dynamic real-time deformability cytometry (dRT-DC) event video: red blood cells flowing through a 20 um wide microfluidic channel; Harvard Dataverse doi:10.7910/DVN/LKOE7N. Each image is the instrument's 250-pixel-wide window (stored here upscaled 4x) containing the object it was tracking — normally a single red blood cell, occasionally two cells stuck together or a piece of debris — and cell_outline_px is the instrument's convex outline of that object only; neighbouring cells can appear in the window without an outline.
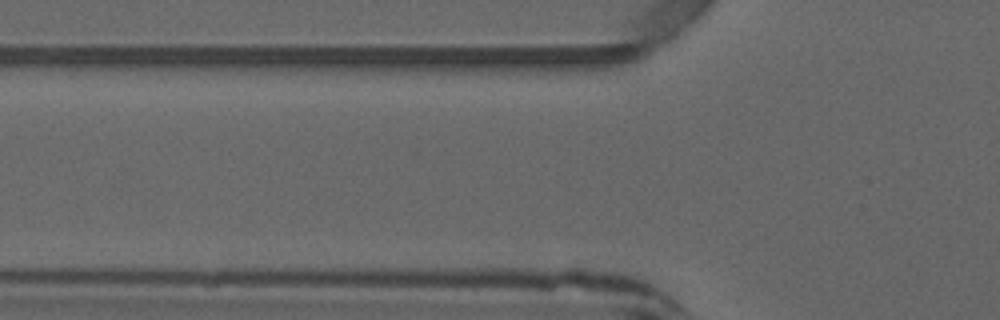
{"species": "common noctule bat (a hibernating species)", "species_latin": "Nyctalus noctula", "temperature_condition": "warm", "stored_images_in_passage": 4, "camera_frame_rate_fps": 3000, "um_per_image_px": 0.085, "animal": {"sex": "male", "forearm_length_mm": 52.5}, "frame": {"image": 1, "passage_image": 3, "time_ms": 0.667, "image_size_px": [1000, 320], "cell_outline_px": [[224, 280], [216, 284], [208, 284], [76, 280], [84, 272], [192, 272], [220, 276]], "centroid_in_image_um": [12.99, 23.58], "position_along_channel_um": 112.8, "area_um2": 10.0}}